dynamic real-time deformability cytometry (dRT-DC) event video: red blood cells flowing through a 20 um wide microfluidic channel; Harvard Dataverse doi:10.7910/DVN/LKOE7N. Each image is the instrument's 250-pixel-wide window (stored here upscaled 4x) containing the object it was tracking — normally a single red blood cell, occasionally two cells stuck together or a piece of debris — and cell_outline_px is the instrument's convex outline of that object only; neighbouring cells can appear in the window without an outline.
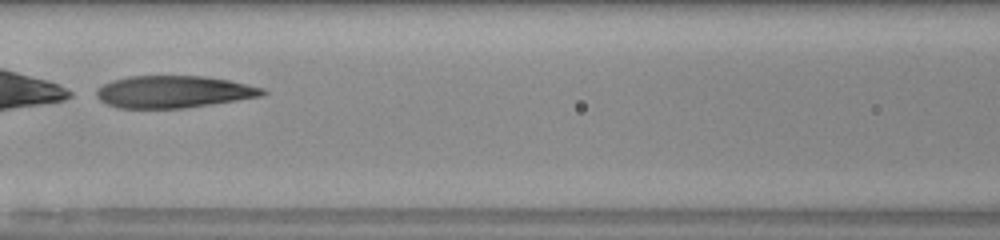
{"species": "human", "species_latin": "Homo sapiens", "temperature_condition": "room temperature", "stored_images_in_passage": 36, "segment_of_instrument_passage": [2, 2], "camera_frame_rate_fps": 3000, "um_per_image_px": 0.085, "donor": {"sex": "male"}, "frame": {"image": 1, "passage_image": 18, "time_ms": 5.667, "image_size_px": [1000, 240], "cell_outline_px": [[268, 92], [264, 96], [184, 108], [120, 108], [108, 104], [100, 100], [96, 96], [96, 92], [104, 84], [112, 80], [128, 76], [200, 76], [228, 80], [264, 88]], "centroid_in_image_um": [14.78, 7.8], "position_along_channel_um": 151.8, "area_um2": 30.92}}